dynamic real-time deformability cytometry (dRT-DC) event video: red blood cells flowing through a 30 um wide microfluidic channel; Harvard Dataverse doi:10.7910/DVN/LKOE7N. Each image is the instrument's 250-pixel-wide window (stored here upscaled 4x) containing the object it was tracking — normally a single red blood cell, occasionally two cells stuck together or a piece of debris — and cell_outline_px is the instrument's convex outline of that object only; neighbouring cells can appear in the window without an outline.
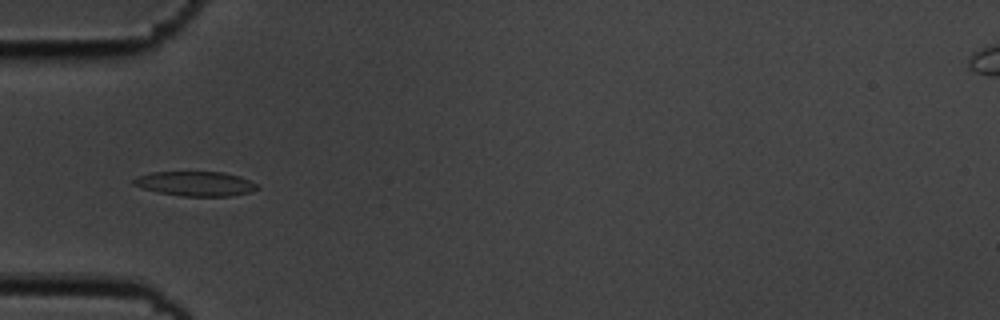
{"species": "common noctule bat (a hibernating species)", "species_latin": "Nyctalus noctula", "temperature_condition": "cold", "stored_images_in_passage": 5, "camera_frame_rate_fps": 3000, "um_per_image_px": 0.085, "animal": {"sex": "male", "body_mass_g": 19.5, "forearm_length_mm": 54.6}, "frame": {"image": 1, "passage_image": 5, "time_ms": 1.333, "image_size_px": [1000, 320], "cell_outline_px": [[260, 188], [248, 192], [232, 196], [180, 196], [160, 192], [144, 188], [132, 184], [132, 180], [140, 176], [152, 172], [224, 172], [240, 176], [256, 184]], "centroid_in_image_um": [16.64, 15.61], "position_along_channel_um": 68.4, "area_um2": 17.51}}